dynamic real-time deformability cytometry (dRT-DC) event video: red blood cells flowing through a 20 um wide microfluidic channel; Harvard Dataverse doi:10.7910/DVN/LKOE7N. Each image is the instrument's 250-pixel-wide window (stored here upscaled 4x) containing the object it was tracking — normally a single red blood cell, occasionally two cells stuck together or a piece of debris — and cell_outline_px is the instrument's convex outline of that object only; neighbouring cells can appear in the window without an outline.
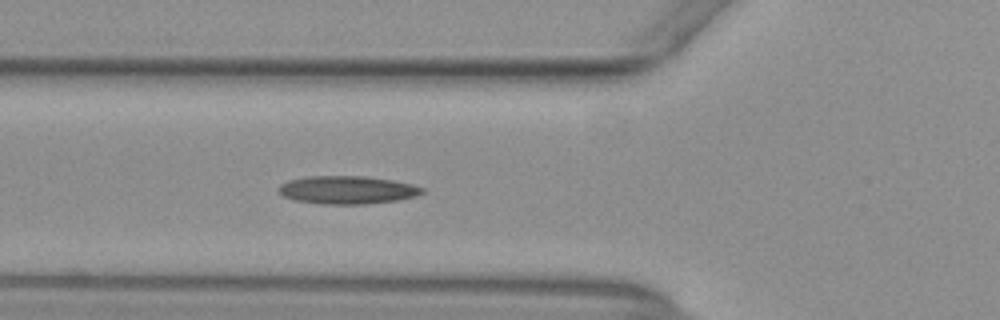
{"species": "common noctule bat (a hibernating species)", "species_latin": "Nyctalus noctula", "temperature_condition": "warm", "stored_images_in_passage": 49, "camera_frame_rate_fps": 3000, "um_per_image_px": 0.085, "animal": {"sex": "female", "body_mass_g": 29.2, "forearm_length_mm": 56.3}, "frame": {"image": 1, "passage_image": 19, "time_ms": 6.0, "image_size_px": [1000, 320], "cell_outline_px": [[424, 192], [416, 196], [396, 200], [368, 204], [320, 204], [296, 200], [284, 196], [276, 188], [280, 184], [288, 180], [308, 176], [364, 176], [392, 180], [412, 184], [424, 188]], "centroid_in_image_um": [29.51, 16.14], "position_along_channel_um": 96.3, "area_um2": 23.47}}
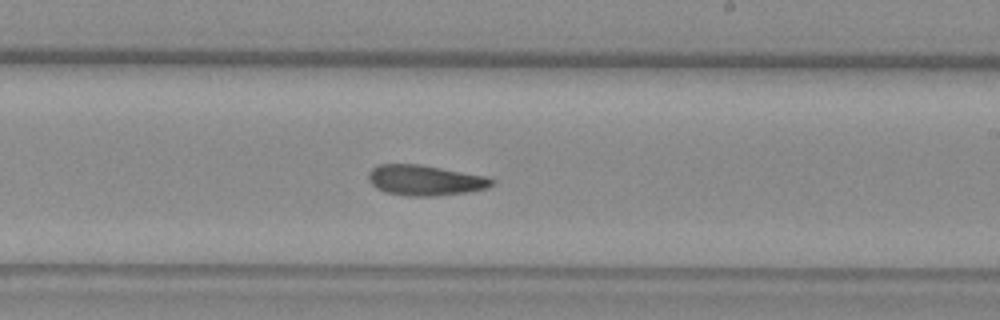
{"frame": {"image": 2, "passage_image": 31, "time_ms": 10.0, "image_size_px": [1000, 320], "cell_outline_px": [[496, 180], [488, 188], [468, 192], [436, 196], [408, 196], [384, 192], [376, 188], [368, 180], [368, 172], [372, 168], [380, 164], [420, 164], [484, 176]], "centroid_in_image_um": [36.1, 15.33], "position_along_channel_um": 252.9, "area_um2": 21.91}}
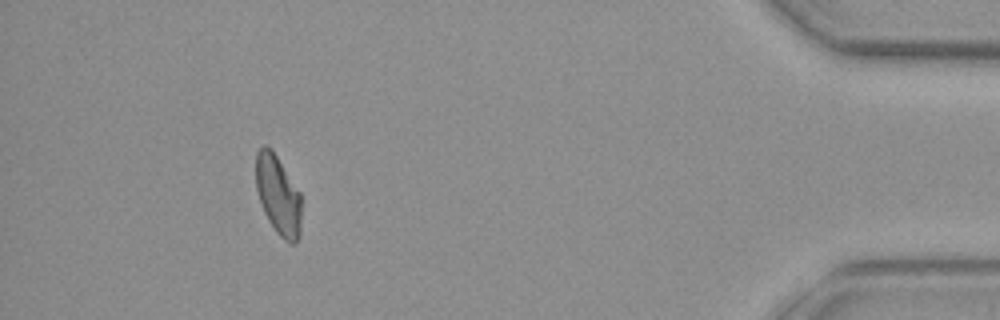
{"frame": {"image": 3, "passage_image": 48, "time_ms": 15.667, "image_size_px": [1000, 320], "cell_outline_px": [[300, 236], [296, 244], [288, 244], [276, 232], [268, 220], [264, 212], [256, 188], [256, 152], [264, 144], [272, 148], [300, 192]], "centroid_in_image_um": [23.64, 16.59], "position_along_channel_um": 411.6, "area_um2": 21.15}}